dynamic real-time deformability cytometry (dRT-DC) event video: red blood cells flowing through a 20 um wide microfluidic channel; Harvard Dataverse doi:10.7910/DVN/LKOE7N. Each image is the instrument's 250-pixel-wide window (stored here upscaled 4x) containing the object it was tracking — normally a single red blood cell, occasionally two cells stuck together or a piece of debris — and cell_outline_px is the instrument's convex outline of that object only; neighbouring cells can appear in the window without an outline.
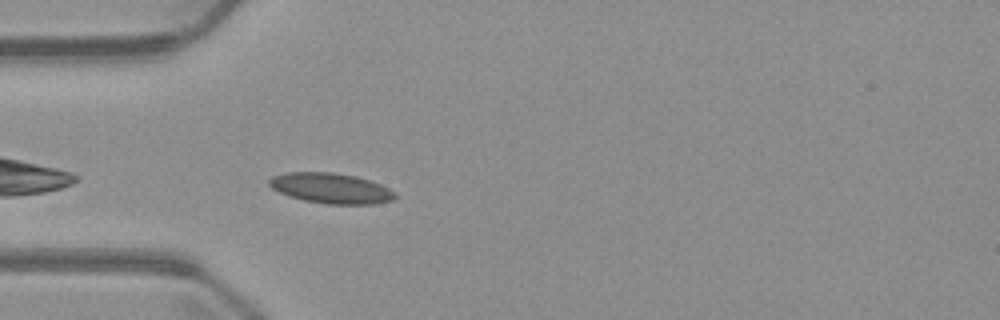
{"species": "common noctule bat (a hibernating species)", "species_latin": "Nyctalus noctula", "temperature_condition": "warm", "stored_images_in_passage": 2, "camera_frame_rate_fps": 3000, "um_per_image_px": 0.085, "animal": {"sex": "male", "body_mass_g": 23.1, "forearm_length_mm": 52.7}, "frame": {"image": 1, "passage_image": 2, "time_ms": 1.0, "image_size_px": [1000, 320], "cell_outline_px": [[396, 200], [376, 204], [328, 204], [304, 200], [280, 192], [272, 188], [268, 184], [268, 180], [272, 176], [288, 172], [332, 172], [356, 176], [380, 184], [396, 192]], "centroid_in_image_um": [28.17, 16.0], "position_along_channel_um": 56.8, "area_um2": 22.25}}